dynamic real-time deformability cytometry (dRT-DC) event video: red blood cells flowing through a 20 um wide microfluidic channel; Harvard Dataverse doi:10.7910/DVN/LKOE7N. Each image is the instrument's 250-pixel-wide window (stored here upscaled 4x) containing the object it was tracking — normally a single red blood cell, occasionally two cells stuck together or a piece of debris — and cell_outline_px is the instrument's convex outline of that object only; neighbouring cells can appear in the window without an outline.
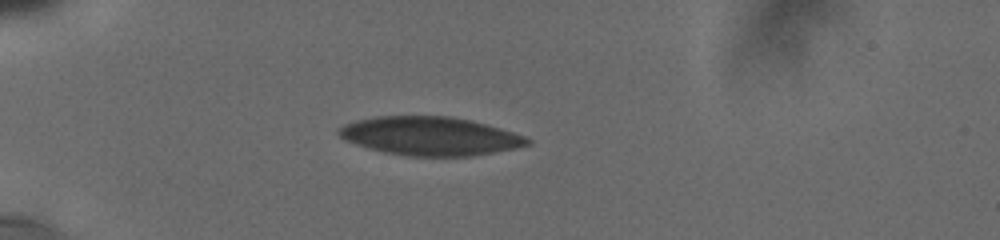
{"species": "human", "species_latin": "Homo sapiens", "temperature_condition": "cold", "stored_images_in_passage": 5, "camera_frame_rate_fps": 3000, "um_per_image_px": 0.085, "donor": {"sex": "male"}, "frame": {"image": 1, "passage_image": 3, "time_ms": 2.0, "image_size_px": [1000, 240], "cell_outline_px": [[532, 144], [516, 148], [468, 156], [408, 156], [388, 152], [356, 144], [344, 140], [336, 132], [344, 124], [356, 120], [376, 116], [452, 116], [472, 120], [500, 128], [524, 136], [532, 140]], "centroid_in_image_um": [36.57, 11.55], "position_along_channel_um": 48.4, "area_um2": 42.14}}